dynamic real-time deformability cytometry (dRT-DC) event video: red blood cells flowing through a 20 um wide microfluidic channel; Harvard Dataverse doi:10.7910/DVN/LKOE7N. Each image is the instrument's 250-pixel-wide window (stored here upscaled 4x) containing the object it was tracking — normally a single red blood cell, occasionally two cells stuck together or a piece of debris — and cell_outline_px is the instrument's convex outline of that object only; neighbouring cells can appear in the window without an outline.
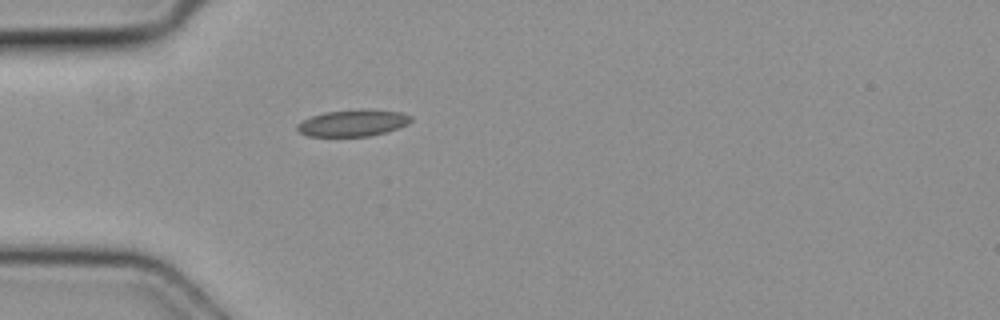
{"species": "common noctule bat (a hibernating species)", "species_latin": "Nyctalus noctula", "temperature_condition": "cold", "stored_images_in_passage": 2, "camera_frame_rate_fps": 3000, "um_per_image_px": 0.085, "animal": {"sex": "female", "body_mass_g": 19.3, "forearm_length_mm": 54.1}, "frame": {"image": 1, "passage_image": 2, "time_ms": 0.333, "image_size_px": [1000, 320], "cell_outline_px": [[412, 120], [408, 124], [388, 132], [368, 136], [308, 136], [300, 132], [296, 128], [296, 124], [312, 116], [324, 112], [360, 108], [400, 112], [412, 116]], "centroid_in_image_um": [30.02, 10.44], "position_along_channel_um": 55.0, "area_um2": 17.8}}